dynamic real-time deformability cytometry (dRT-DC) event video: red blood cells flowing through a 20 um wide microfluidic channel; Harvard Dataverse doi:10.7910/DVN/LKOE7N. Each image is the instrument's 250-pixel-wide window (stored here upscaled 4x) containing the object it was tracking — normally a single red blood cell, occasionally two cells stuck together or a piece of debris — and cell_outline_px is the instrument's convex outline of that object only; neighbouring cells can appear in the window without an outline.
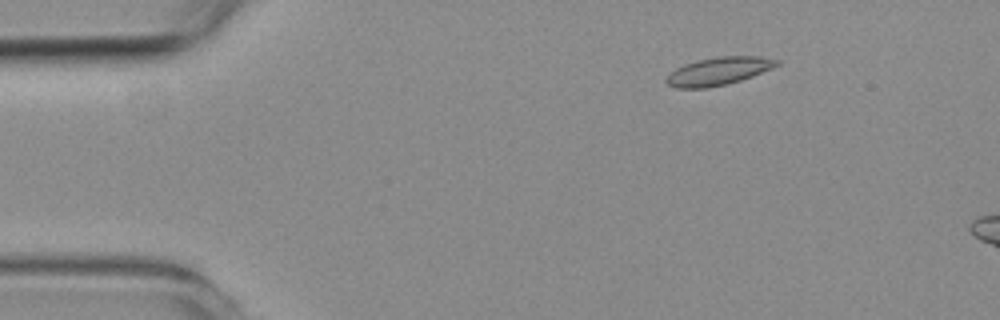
{"species": "common noctule bat (a hibernating species)", "species_latin": "Nyctalus noctula", "temperature_condition": "room temperature", "stored_images_in_passage": 4, "camera_frame_rate_fps": 3000, "um_per_image_px": 0.085, "animal": {"sex": "female", "body_mass_g": 19.3, "forearm_length_mm": 54.1}, "frame": {"image": 1, "passage_image": 2, "time_ms": 2.0, "image_size_px": [1000, 320], "cell_outline_px": [[780, 64], [772, 68], [752, 76], [728, 84], [704, 88], [676, 88], [668, 84], [664, 80], [676, 68], [684, 64], [696, 60], [720, 56], [760, 56], [780, 60]], "centroid_in_image_um": [61.09, 6.04], "position_along_channel_um": 23.9, "area_um2": 17.92}}